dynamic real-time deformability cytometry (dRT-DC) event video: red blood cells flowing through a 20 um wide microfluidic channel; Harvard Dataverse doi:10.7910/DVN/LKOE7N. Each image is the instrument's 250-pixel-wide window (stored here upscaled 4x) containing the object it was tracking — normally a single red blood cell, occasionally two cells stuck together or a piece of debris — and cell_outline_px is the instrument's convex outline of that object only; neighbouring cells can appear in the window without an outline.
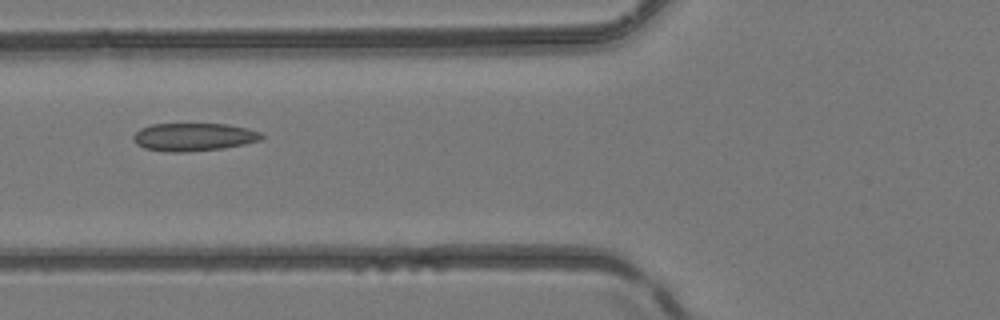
{"species": "common noctule bat (a hibernating species)", "species_latin": "Nyctalus noctula", "temperature_condition": "room temperature", "stored_images_in_passage": 6, "camera_frame_rate_fps": 3000, "um_per_image_px": 0.085, "animal": {"sex": "female", "body_mass_g": 24.6, "forearm_length_mm": 56.2}, "frame": {"image": 1, "passage_image": 6, "time_ms": 5.667, "image_size_px": [1000, 320], "cell_outline_px": [[264, 136], [260, 140], [244, 144], [224, 148], [184, 152], [164, 152], [144, 148], [136, 144], [132, 136], [140, 128], [152, 124], [228, 124], [248, 128], [260, 132]], "centroid_in_image_um": [16.45, 11.64], "position_along_channel_um": 109.4, "area_um2": 20.98}}